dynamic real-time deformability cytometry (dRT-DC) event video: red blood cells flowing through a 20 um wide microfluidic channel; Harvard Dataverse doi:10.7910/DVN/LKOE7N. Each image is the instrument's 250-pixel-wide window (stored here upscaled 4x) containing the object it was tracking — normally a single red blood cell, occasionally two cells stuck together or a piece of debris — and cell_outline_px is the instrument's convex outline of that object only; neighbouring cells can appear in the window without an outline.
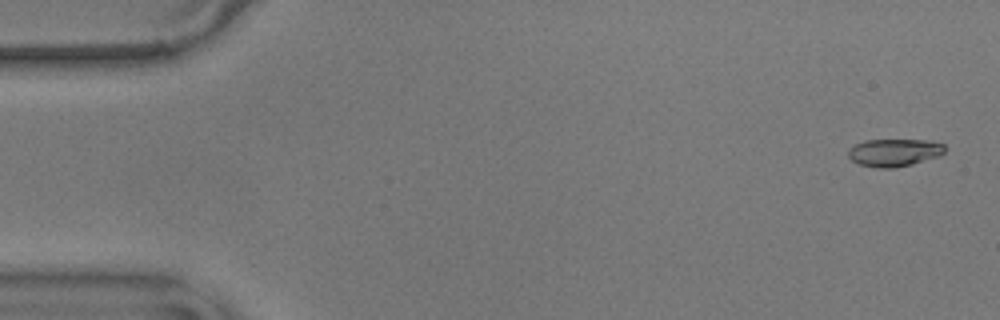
{"species": "common noctule bat (a hibernating species)", "species_latin": "Nyctalus noctula", "temperature_condition": "warm", "stored_images_in_passage": 56, "camera_frame_rate_fps": 3000, "um_per_image_px": 0.085, "animal": {"sex": "male", "body_mass_g": 17.9}, "frame": {"image": 1, "passage_image": 2, "time_ms": 0.333, "image_size_px": [1000, 320], "cell_outline_px": [[944, 152], [940, 156], [912, 164], [892, 168], [876, 168], [860, 164], [852, 160], [848, 156], [848, 152], [856, 144], [864, 140], [932, 140], [944, 144]], "centroid_in_image_um": [76.04, 12.96], "position_along_channel_um": 9.0, "area_um2": 15.49}}
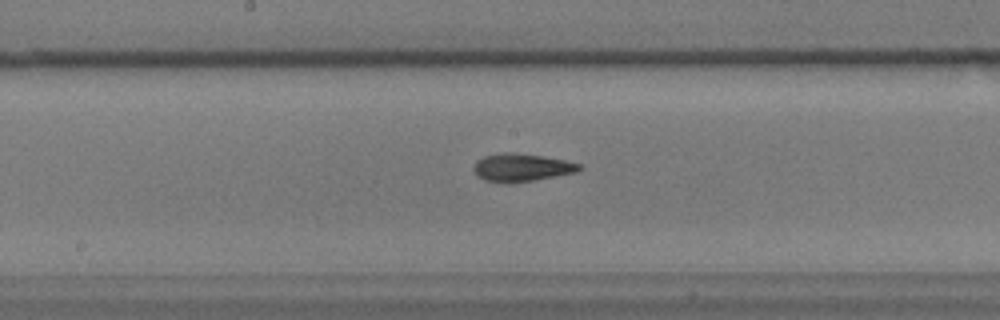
{"frame": {"image": 2, "passage_image": 29, "time_ms": 9.333, "image_size_px": [1000, 320], "cell_outline_px": [[584, 168], [576, 172], [532, 180], [508, 184], [484, 180], [472, 168], [476, 160], [484, 156], [504, 152], [512, 152], [544, 156], [564, 160], [580, 164]], "centroid_in_image_um": [44.32, 14.23], "position_along_channel_um": 203.9, "area_um2": 17.11}}
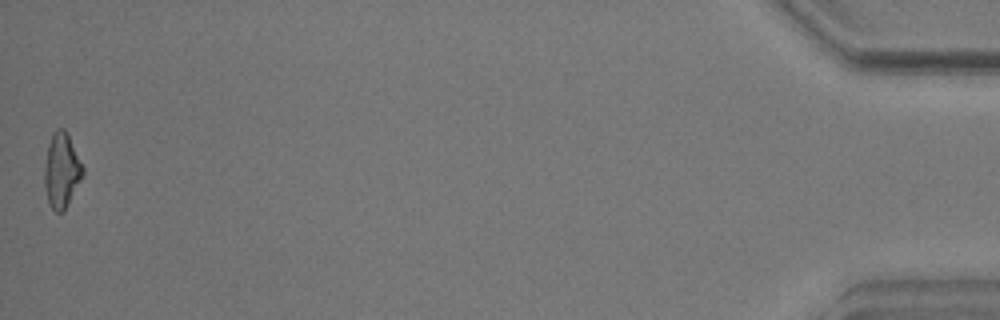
{"frame": {"image": 3, "passage_image": 56, "time_ms": 18.333, "image_size_px": [1000, 320], "cell_outline_px": [[84, 176], [64, 212], [56, 212], [52, 208], [48, 200], [44, 184], [44, 168], [48, 144], [56, 128], [64, 128], [68, 132], [84, 168]], "centroid_in_image_um": [5.26, 14.48], "position_along_channel_um": 429.9, "area_um2": 16.94}, "authors_computed_cell_mechanics": {"area_um2": 16.5308, "velocity_mm_per_s": 3.5884, "shape_relaxation_time_tau1_ms": 3.8065, "shape_relaxation_time_tau2_ms": 2.0935, "deformation_change_tau1": 0.1416, "deformation_change_tau2": 0.0953}}